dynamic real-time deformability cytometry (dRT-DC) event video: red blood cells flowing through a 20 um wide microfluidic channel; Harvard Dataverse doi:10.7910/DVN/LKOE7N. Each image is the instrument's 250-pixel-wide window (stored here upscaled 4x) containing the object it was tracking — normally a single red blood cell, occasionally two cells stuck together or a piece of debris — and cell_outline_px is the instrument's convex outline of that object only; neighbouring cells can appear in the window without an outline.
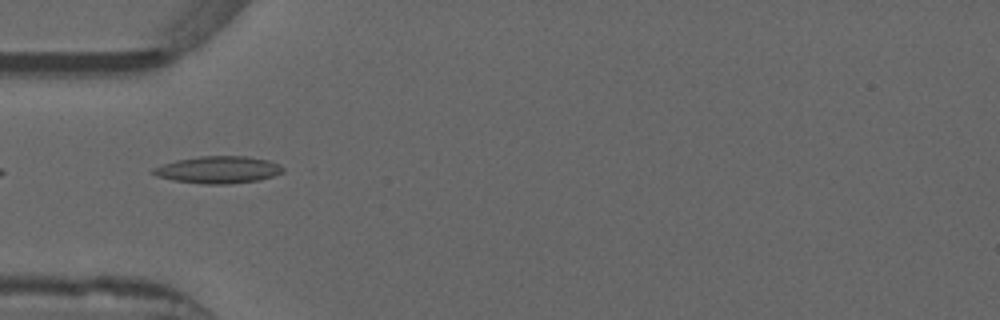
{"species": "common noctule bat (a hibernating species)", "species_latin": "Nyctalus noctula", "temperature_condition": "warm", "stored_images_in_passage": 34, "camera_frame_rate_fps": 3000, "um_per_image_px": 0.085, "animal": {"sex": "male", "forearm_length_mm": 52.5}, "frame": {"image": 1, "passage_image": 1, "time_ms": 0.0, "image_size_px": [1000, 320], "cell_outline_px": [[284, 172], [260, 180], [224, 184], [204, 184], [172, 180], [156, 176], [152, 172], [152, 168], [176, 160], [200, 156], [248, 156], [268, 160], [280, 164], [284, 168]], "centroid_in_image_um": [18.57, 14.42], "position_along_channel_um": 66.4, "area_um2": 20.52}, "authors_computed_cell_mechanics": {"area_um2": 17.3689, "velocity_mm_per_s": 3.92, "shape_relaxation_time_tau1_ms": null, "shape_relaxation_time_tau2_ms": 2.8167, "deformation_change_tau1": null, "deformation_change_tau2": 0.1106}}